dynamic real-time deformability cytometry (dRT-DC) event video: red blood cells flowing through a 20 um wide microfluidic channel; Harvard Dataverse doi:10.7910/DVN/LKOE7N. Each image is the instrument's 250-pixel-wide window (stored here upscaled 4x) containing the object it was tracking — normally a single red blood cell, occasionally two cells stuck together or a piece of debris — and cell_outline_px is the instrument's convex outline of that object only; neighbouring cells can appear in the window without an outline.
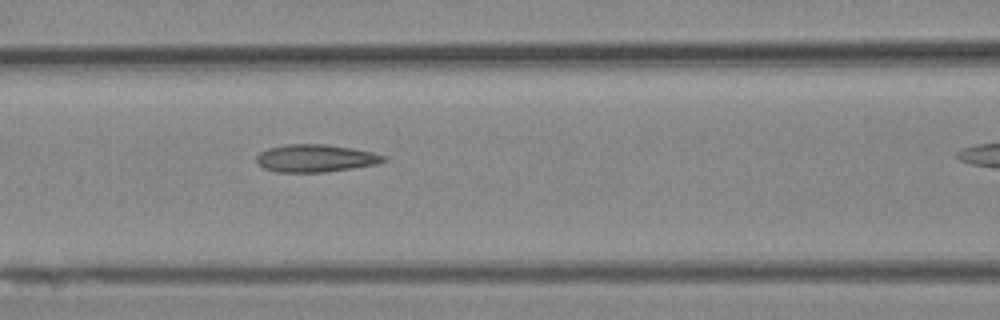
{"species": "Egyptian fruit bat (a non-hibernating species)", "species_latin": "Rousettus aegyptiacus", "temperature_condition": "cold", "stored_images_in_passage": 7, "segment_of_instrument_passage": [1, 2], "camera_frame_rate_fps": 3000, "um_per_image_px": 0.085, "animal": {"sex": "female"}, "frame": {"image": 1, "passage_image": 6, "time_ms": 5.667, "image_size_px": [1000, 320], "cell_outline_px": [[388, 160], [376, 164], [352, 168], [324, 172], [276, 172], [264, 168], [256, 160], [256, 156], [260, 152], [268, 148], [284, 144], [324, 144], [352, 148], [372, 152], [384, 156]], "centroid_in_image_um": [26.8, 13.44], "position_along_channel_um": 139.8, "area_um2": 20.35}}